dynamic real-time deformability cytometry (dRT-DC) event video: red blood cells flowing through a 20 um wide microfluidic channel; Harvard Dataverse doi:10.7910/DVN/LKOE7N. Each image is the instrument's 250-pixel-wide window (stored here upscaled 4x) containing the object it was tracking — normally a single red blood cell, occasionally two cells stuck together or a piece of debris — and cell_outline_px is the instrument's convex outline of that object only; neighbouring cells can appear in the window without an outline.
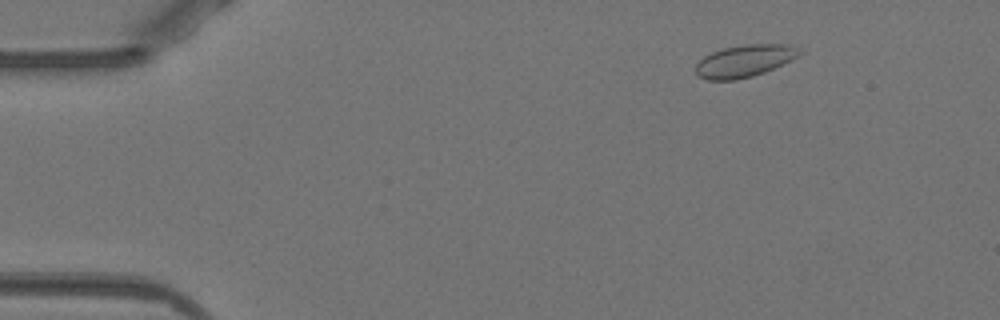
{"species": "Egyptian fruit bat (a non-hibernating species)", "species_latin": "Rousettus aegyptiacus", "temperature_condition": "warm", "stored_images_in_passage": 51, "camera_frame_rate_fps": 3000, "um_per_image_px": 0.085, "animal": {"sex": "female"}, "frame": {"image": 1, "passage_image": 6, "time_ms": 1.667, "image_size_px": [1000, 320], "cell_outline_px": [[804, 52], [800, 56], [792, 60], [764, 72], [752, 76], [736, 80], [708, 80], [700, 76], [696, 72], [696, 64], [704, 56], [712, 52], [724, 48], [748, 44], [788, 44], [800, 48]], "centroid_in_image_um": [63.34, 5.17], "position_along_channel_um": 21.7, "area_um2": 19.48}}
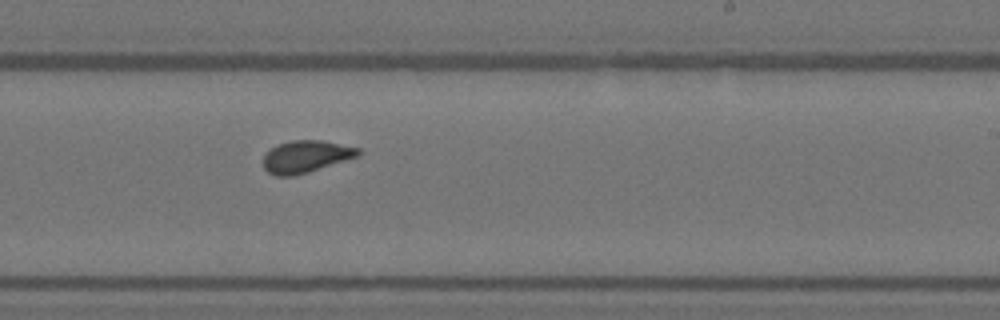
{"frame": {"image": 2, "passage_image": 31, "time_ms": 10.0, "image_size_px": [1000, 320], "cell_outline_px": [[360, 156], [308, 172], [292, 176], [276, 176], [268, 172], [264, 168], [264, 156], [276, 144], [292, 140], [320, 140], [360, 148]], "centroid_in_image_um": [26.01, 13.3], "position_along_channel_um": 263.0, "area_um2": 17.69}}
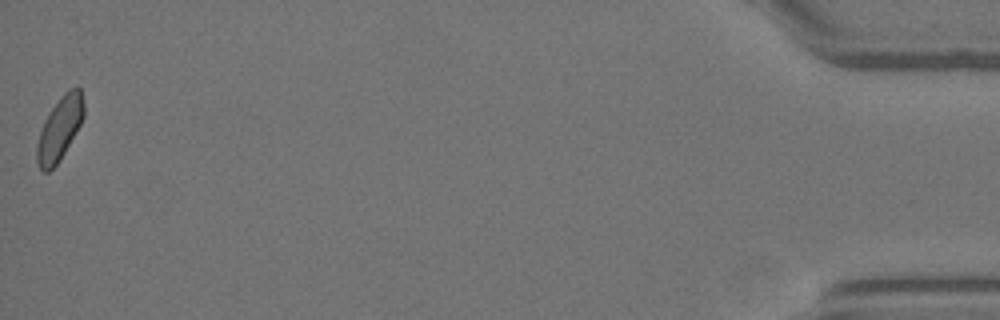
{"frame": {"image": 3, "passage_image": 51, "time_ms": 16.667, "image_size_px": [1000, 320], "cell_outline_px": [[84, 116], [80, 124], [60, 160], [48, 172], [44, 172], [40, 168], [36, 160], [36, 148], [40, 132], [44, 120], [60, 96], [68, 88], [76, 84], [80, 88], [84, 104]], "centroid_in_image_um": [5.08, 10.88], "position_along_channel_um": 430.1, "area_um2": 17.28}, "authors_computed_cell_mechanics": {"area_um2": 17.8024, "velocity_mm_per_s": 3.936, "shape_relaxation_time_tau1_ms": null, "shape_relaxation_time_tau2_ms": 0.775, "deformation_change_tau1": null, "deformation_change_tau2": 0.0493}}